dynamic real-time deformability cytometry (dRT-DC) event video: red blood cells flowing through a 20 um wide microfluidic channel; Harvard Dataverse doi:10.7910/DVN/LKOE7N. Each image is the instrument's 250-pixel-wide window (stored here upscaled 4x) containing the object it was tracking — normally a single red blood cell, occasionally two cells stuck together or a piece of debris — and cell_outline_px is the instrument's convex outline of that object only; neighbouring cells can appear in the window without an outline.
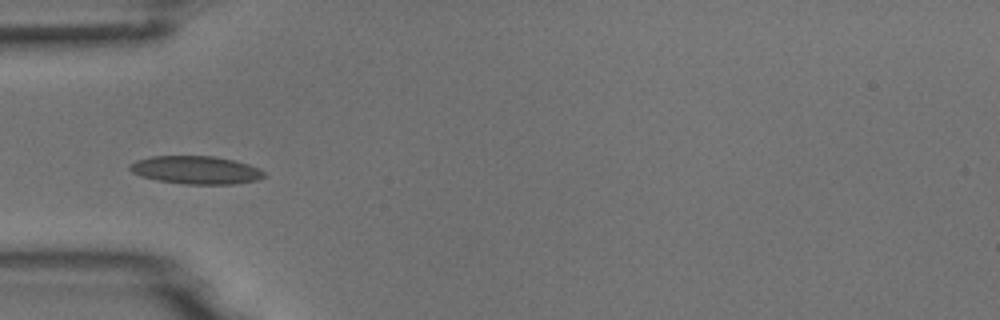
{"species": "common noctule bat (a hibernating species)", "species_latin": "Nyctalus noctula", "temperature_condition": "room temperature", "stored_images_in_passage": 6, "camera_frame_rate_fps": 3000, "um_per_image_px": 0.085, "animal": {"sex": "male", "body_mass_g": 18.8}, "frame": {"image": 1, "passage_image": 6, "time_ms": 1.667, "image_size_px": [1000, 320], "cell_outline_px": [[268, 176], [256, 180], [232, 184], [184, 184], [160, 180], [140, 176], [132, 172], [128, 168], [128, 164], [136, 160], [152, 156], [216, 156], [248, 164], [260, 168]], "centroid_in_image_um": [16.66, 14.44], "position_along_channel_um": 68.3, "area_um2": 21.96}}